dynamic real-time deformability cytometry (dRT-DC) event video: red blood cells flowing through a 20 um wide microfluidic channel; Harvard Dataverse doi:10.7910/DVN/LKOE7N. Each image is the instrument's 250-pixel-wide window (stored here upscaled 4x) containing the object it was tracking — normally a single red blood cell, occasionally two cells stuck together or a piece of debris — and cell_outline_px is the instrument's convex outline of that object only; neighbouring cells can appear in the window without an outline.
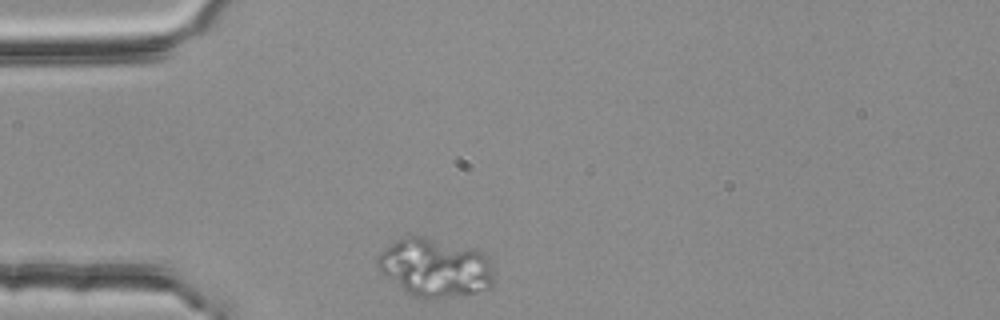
{"species": "common noctule bat (a hibernating species)", "species_latin": "Nyctalus noctula", "temperature_condition": "room temperature", "stored_images_in_passage": 33, "camera_frame_rate_fps": 3000, "um_per_image_px": 0.085, "animal": {"sex": "female", "body_mass_g": 25.1}, "frame": {"image": 1, "passage_image": 1, "time_ms": 0.0, "image_size_px": [1000, 320], "cell_outline_px": [[496, 280], [492, 288], [464, 296], [432, 300], [424, 300], [412, 296], [404, 292], [384, 276], [380, 272], [376, 264], [376, 260], [400, 236], [412, 232], [472, 248], [484, 252], [492, 260]], "centroid_in_image_um": [37.04, 22.77], "position_along_channel_um": 48.0, "area_um2": 41.44}}
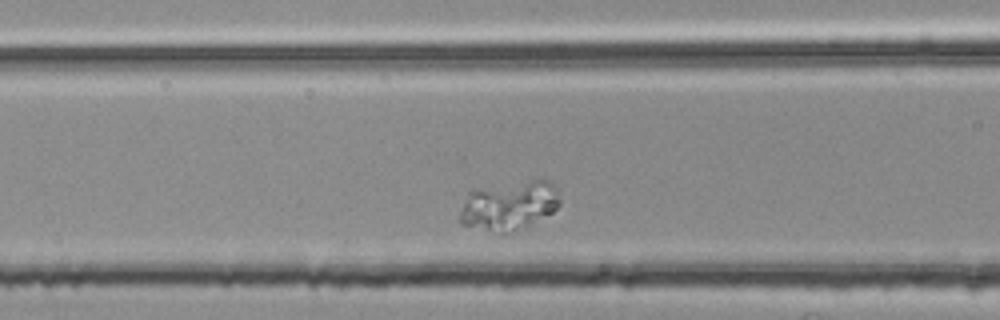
{"frame": {"image": 2, "passage_image": 9, "time_ms": 2.667, "image_size_px": [1000, 320], "cell_outline_px": [[560, 204], [552, 212], [524, 228], [508, 232], [500, 232], [460, 224], [456, 220], [468, 192], [472, 188], [532, 180], [548, 180], [552, 184], [560, 200]], "centroid_in_image_um": [43.22, 17.46], "position_along_channel_um": 123.4, "area_um2": 28.55}}
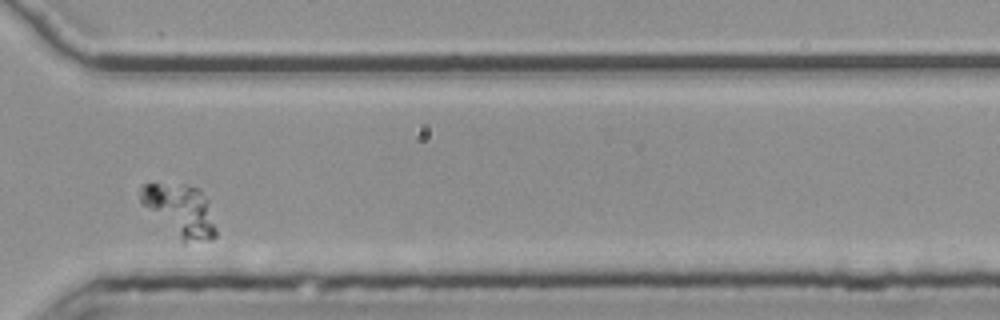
{"frame": {"image": 3, "passage_image": 29, "time_ms": 9.333, "image_size_px": [1000, 320], "cell_outline_px": [[216, 236], [212, 240], [184, 244], [140, 200], [140, 188], [144, 184], [184, 184], [200, 188], [208, 200], [216, 228]], "centroid_in_image_um": [15.39, 17.9], "position_along_channel_um": 355.2, "area_um2": 22.77}}